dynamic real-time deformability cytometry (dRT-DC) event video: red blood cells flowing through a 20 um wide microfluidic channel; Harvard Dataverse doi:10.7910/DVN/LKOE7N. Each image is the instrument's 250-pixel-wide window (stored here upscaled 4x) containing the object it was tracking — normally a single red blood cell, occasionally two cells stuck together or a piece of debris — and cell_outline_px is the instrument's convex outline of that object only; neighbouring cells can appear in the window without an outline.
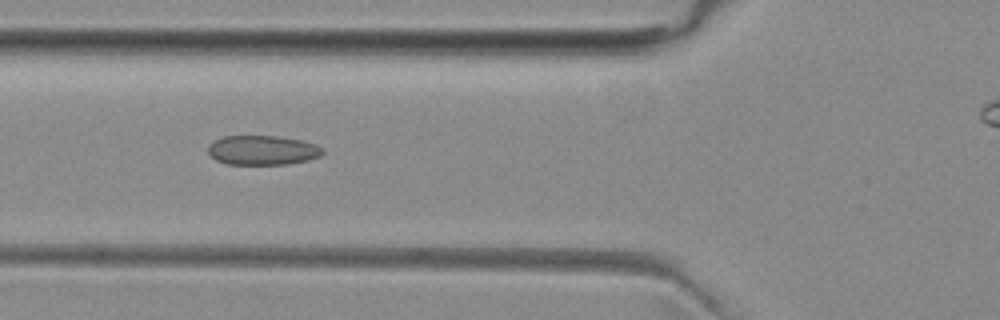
{"species": "common noctule bat (a hibernating species)", "species_latin": "Nyctalus noctula", "temperature_condition": "room temperature", "stored_images_in_passage": 8, "camera_frame_rate_fps": 3000, "um_per_image_px": 0.085, "animal": {"sex": "female", "body_mass_g": 29.2, "forearm_length_mm": 56.3}, "frame": {"image": 1, "passage_image": 5, "time_ms": 4.667, "image_size_px": [1000, 320], "cell_outline_px": [[324, 152], [320, 156], [308, 160], [288, 164], [228, 164], [216, 160], [208, 152], [208, 144], [224, 136], [276, 136], [304, 140], [316, 144], [324, 148]], "centroid_in_image_um": [22.35, 12.76], "position_along_channel_um": 103.4, "area_um2": 19.77}}
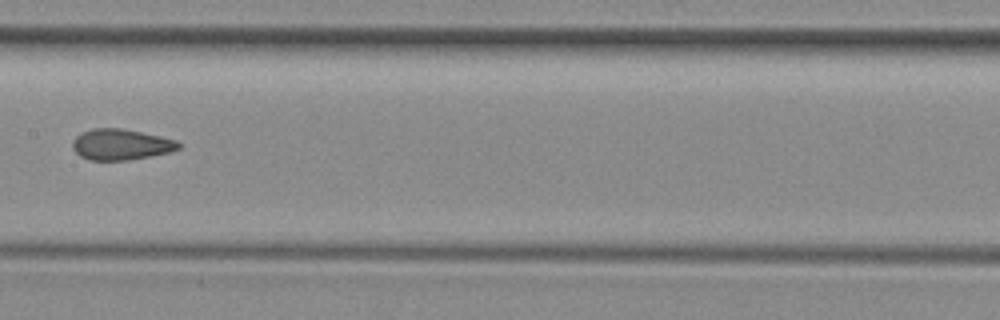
{"frame": {"image": 2, "passage_image": 7, "time_ms": 7.0, "image_size_px": [1000, 320], "cell_outline_px": [[180, 148], [168, 152], [152, 156], [128, 160], [88, 160], [80, 156], [72, 148], [72, 140], [80, 132], [92, 128], [120, 128], [160, 136], [176, 140], [180, 144]], "centroid_in_image_um": [10.23, 12.28], "position_along_channel_um": 197.2, "area_um2": 19.13}}
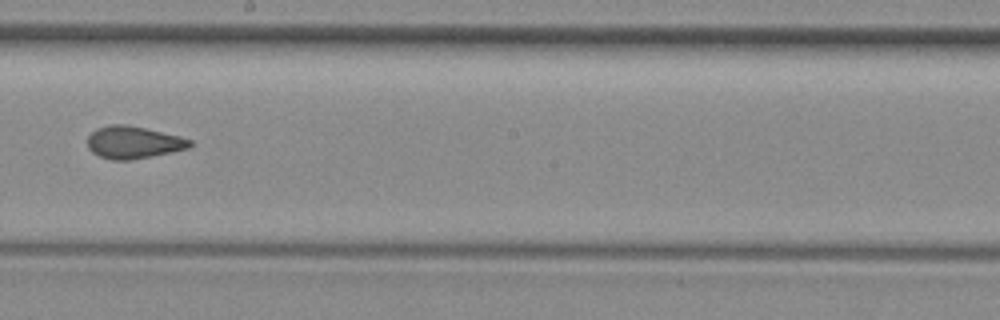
{"frame": {"image": 3, "passage_image": 8, "time_ms": 8.0, "image_size_px": [1000, 320], "cell_outline_px": [[192, 144], [188, 148], [172, 152], [128, 160], [112, 160], [100, 156], [92, 152], [88, 148], [88, 136], [96, 128], [112, 124], [124, 124], [144, 128], [180, 136], [192, 140]], "centroid_in_image_um": [11.33, 12.1], "position_along_channel_um": 236.9, "area_um2": 19.13}}